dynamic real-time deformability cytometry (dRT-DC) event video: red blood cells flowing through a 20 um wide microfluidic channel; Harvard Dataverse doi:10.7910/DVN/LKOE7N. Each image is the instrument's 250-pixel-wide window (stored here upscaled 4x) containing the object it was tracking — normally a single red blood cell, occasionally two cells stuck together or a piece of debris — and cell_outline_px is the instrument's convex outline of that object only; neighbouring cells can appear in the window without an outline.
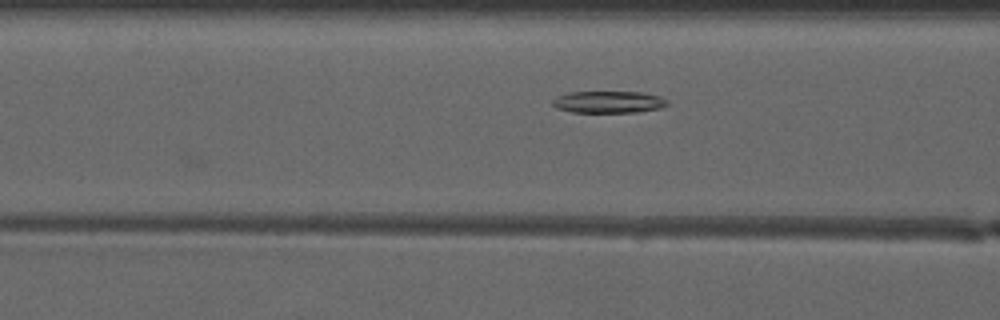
{"species": "common noctule bat (a hibernating species)", "species_latin": "Nyctalus noctula", "temperature_condition": "warm", "stored_images_in_passage": 40, "camera_frame_rate_fps": 3000, "um_per_image_px": 0.085, "animal": {"sex": "male", "forearm_length_mm": 52.5}, "frame": {"image": 1, "passage_image": 11, "time_ms": 3.333, "image_size_px": [1000, 320], "cell_outline_px": [[668, 104], [660, 108], [636, 112], [572, 112], [556, 108], [552, 104], [552, 100], [556, 96], [568, 92], [640, 92], [660, 96], [668, 100]], "centroid_in_image_um": [51.7, 8.66], "position_along_channel_um": 114.9, "area_um2": 14.68}}
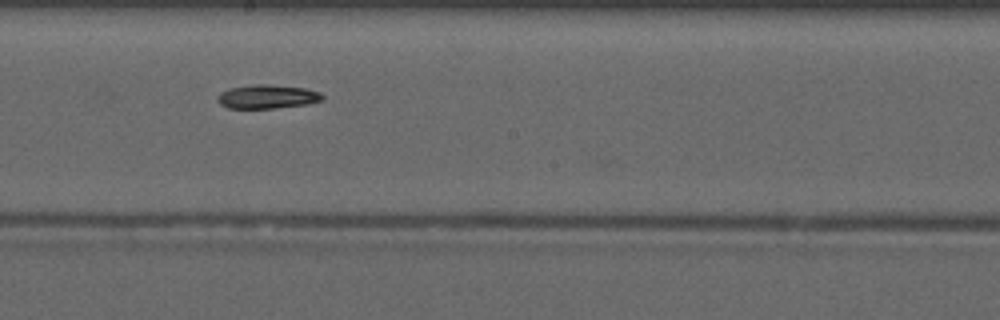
{"frame": {"image": 2, "passage_image": 19, "time_ms": 6.0, "image_size_px": [1000, 320], "cell_outline_px": [[324, 100], [308, 104], [276, 108], [228, 108], [220, 104], [216, 100], [216, 96], [220, 92], [228, 88], [256, 84], [268, 84], [308, 88], [320, 92], [324, 96]], "centroid_in_image_um": [22.73, 8.21], "position_along_channel_um": 225.5, "area_um2": 14.85}}
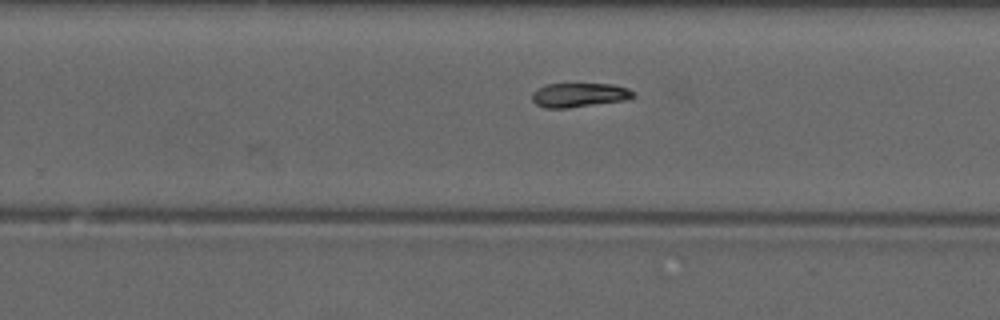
{"frame": {"image": 3, "passage_image": 23, "time_ms": 7.333, "image_size_px": [1000, 320], "cell_outline_px": [[636, 96], [624, 100], [568, 108], [544, 108], [536, 104], [532, 100], [532, 92], [536, 88], [548, 84], [612, 84], [628, 88], [636, 92]], "centroid_in_image_um": [49.22, 8.07], "position_along_channel_um": 280.6, "area_um2": 14.33}, "authors_computed_cell_mechanics": {"area_um2": 14.9702, "velocity_mm_per_s": 4.1535, "shape_relaxation_time_tau1_ms": 8.366, "shape_relaxation_time_tau2_ms": 7.0617, "deformation_change_tau1": 0.1692, "deformation_change_tau2": 0.1283}}